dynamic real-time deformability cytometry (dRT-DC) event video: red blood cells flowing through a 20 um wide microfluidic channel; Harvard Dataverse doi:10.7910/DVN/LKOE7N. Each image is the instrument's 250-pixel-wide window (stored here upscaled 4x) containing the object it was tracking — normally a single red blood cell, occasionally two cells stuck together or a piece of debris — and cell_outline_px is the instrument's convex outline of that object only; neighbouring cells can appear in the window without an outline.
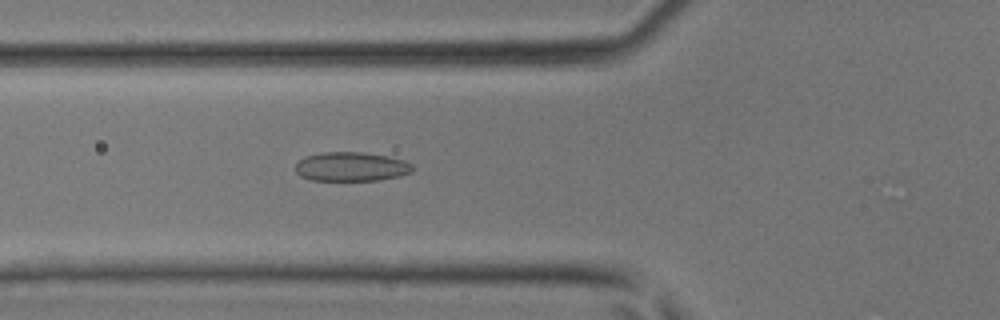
{"species": "common noctule bat (a hibernating species)", "species_latin": "Nyctalus noctula", "temperature_condition": "room temperature", "stored_images_in_passage": 42, "camera_frame_rate_fps": 3000, "um_per_image_px": 0.085, "animal": {"sex": "male", "body_mass_g": 17.9, "forearm_length_mm": 54.2}, "frame": {"image": 1, "passage_image": 13, "time_ms": 4.0, "image_size_px": [1000, 320], "cell_outline_px": [[416, 168], [412, 172], [400, 176], [376, 180], [312, 180], [300, 176], [296, 172], [296, 164], [304, 156], [320, 152], [360, 152], [388, 156], [404, 160], [412, 164]], "centroid_in_image_um": [29.87, 14.16], "position_along_channel_um": 95.9, "area_um2": 20.0}}
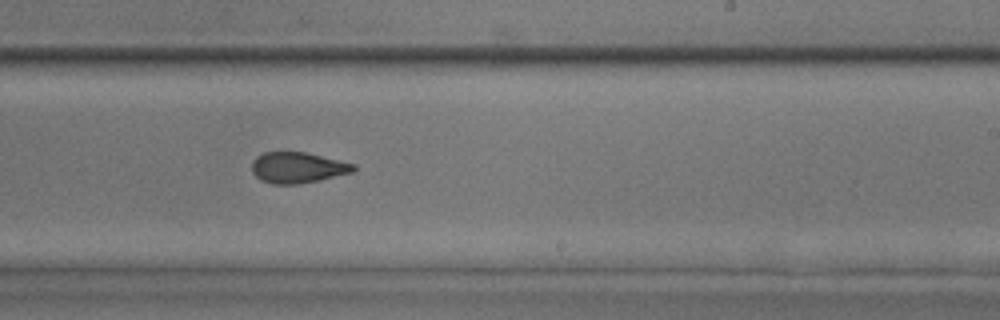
{"frame": {"image": 2, "passage_image": 24, "time_ms": 7.667, "image_size_px": [1000, 320], "cell_outline_px": [[356, 172], [320, 180], [296, 184], [272, 184], [260, 180], [252, 172], [252, 160], [256, 156], [264, 152], [304, 152], [356, 164]], "centroid_in_image_um": [25.31, 14.25], "position_along_channel_um": 263.7, "area_um2": 18.44}}
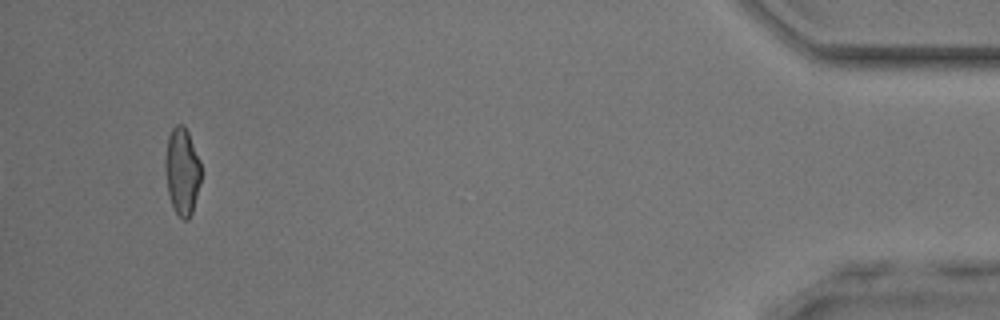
{"frame": {"image": 3, "passage_image": 39, "time_ms": 12.667, "image_size_px": [1000, 320], "cell_outline_px": [[200, 184], [192, 212], [188, 220], [184, 220], [176, 212], [172, 204], [168, 192], [164, 168], [164, 160], [168, 136], [172, 128], [176, 124], [184, 124], [188, 132], [200, 160]], "centroid_in_image_um": [15.47, 14.53], "position_along_channel_um": 419.7, "area_um2": 18.21}}